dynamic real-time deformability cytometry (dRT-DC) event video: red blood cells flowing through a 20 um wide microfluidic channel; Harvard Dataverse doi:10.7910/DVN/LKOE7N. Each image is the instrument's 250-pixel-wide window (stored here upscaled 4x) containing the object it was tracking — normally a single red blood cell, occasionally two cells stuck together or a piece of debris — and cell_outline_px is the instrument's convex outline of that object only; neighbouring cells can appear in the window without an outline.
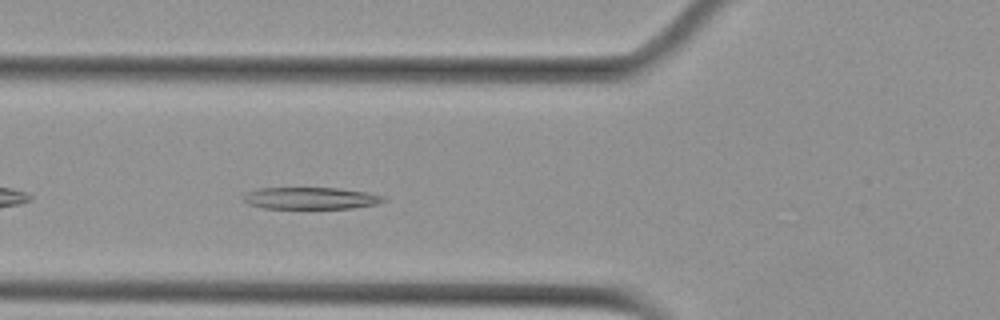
{"species": "Egyptian fruit bat (a non-hibernating species)", "species_latin": "Rousettus aegyptiacus", "temperature_condition": "cold", "stored_images_in_passage": 42, "camera_frame_rate_fps": 3000, "um_per_image_px": 0.085, "animal": {"sex": "female"}, "frame": {"image": 1, "passage_image": 6, "time_ms": 1.667, "image_size_px": [1000, 320], "cell_outline_px": [[388, 200], [380, 204], [352, 208], [264, 208], [248, 204], [240, 200], [248, 192], [260, 188], [336, 188], [368, 192], [388, 196]], "centroid_in_image_um": [26.49, 16.85], "position_along_channel_um": 99.3, "area_um2": 18.09}}
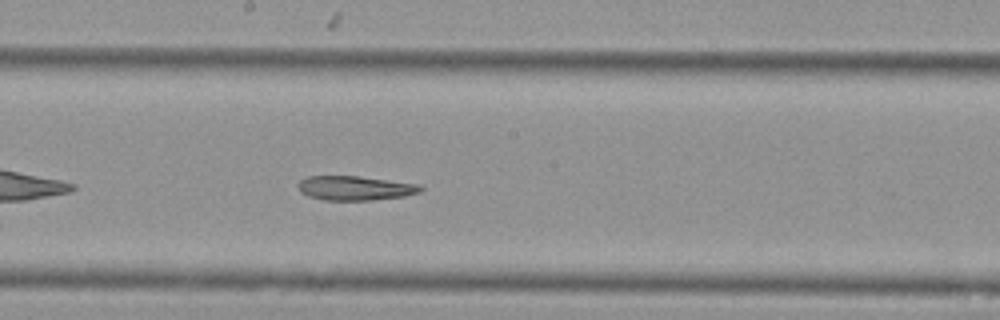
{"frame": {"image": 2, "passage_image": 16, "time_ms": 5.0, "image_size_px": [1000, 320], "cell_outline_px": [[424, 188], [420, 192], [404, 196], [372, 200], [324, 200], [308, 196], [300, 192], [296, 184], [300, 180], [308, 176], [356, 176], [420, 184]], "centroid_in_image_um": [30.16, 15.99], "position_along_channel_um": 218.0, "area_um2": 17.4}}
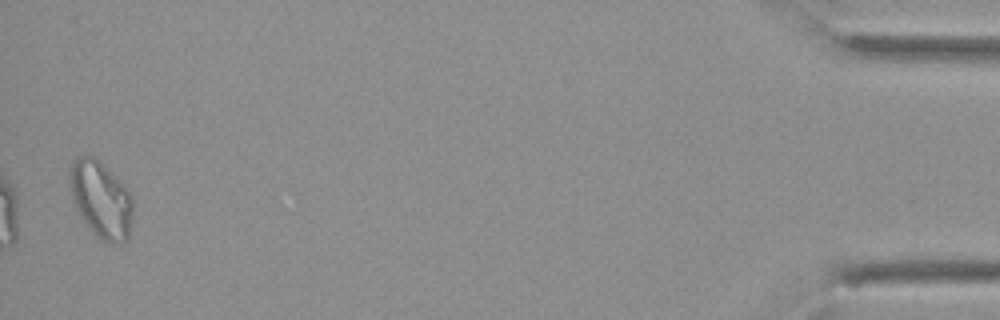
{"frame": {"image": 3, "passage_image": 41, "time_ms": 13.333, "image_size_px": [1000, 320], "cell_outline_px": [[132, 212], [128, 240], [124, 244], [100, 240], [92, 232], [80, 216], [76, 208], [68, 184], [68, 168], [72, 160], [80, 156], [92, 156], [100, 160], [132, 196]], "centroid_in_image_um": [8.54, 16.95], "position_along_channel_um": 426.7, "area_um2": 28.32}}